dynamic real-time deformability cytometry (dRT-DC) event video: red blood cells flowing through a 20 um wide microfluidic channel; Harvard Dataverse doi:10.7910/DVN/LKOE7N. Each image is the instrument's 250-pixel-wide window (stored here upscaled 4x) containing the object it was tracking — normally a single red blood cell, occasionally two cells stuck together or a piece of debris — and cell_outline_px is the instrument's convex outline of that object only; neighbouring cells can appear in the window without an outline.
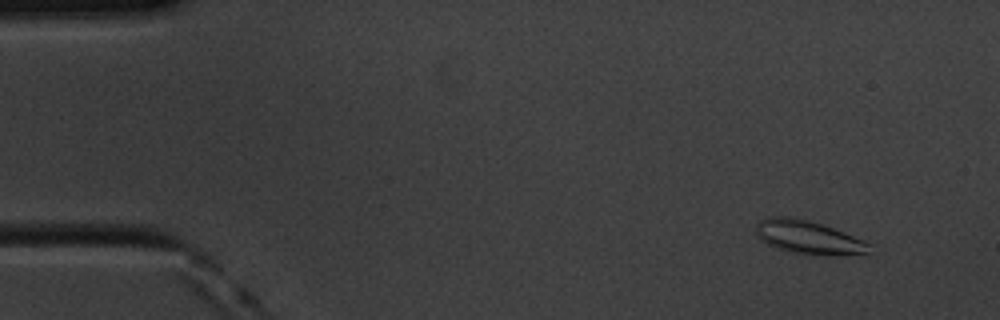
{"species": "common noctule bat (a hibernating species)", "species_latin": "Nyctalus noctula", "temperature_condition": "cold", "stored_images_in_passage": 58, "camera_frame_rate_fps": 3000, "um_per_image_px": 0.085, "animal": {"sex": "male", "body_mass_g": 20.1, "forearm_length_mm": 53.5}, "frame": {"image": 1, "passage_image": 5, "time_ms": 1.333, "image_size_px": [1000, 320], "cell_outline_px": [[868, 252], [832, 256], [812, 256], [776, 248], [760, 240], [756, 236], [756, 224], [760, 220], [768, 216], [792, 216], [808, 220], [844, 232], [864, 240], [868, 244]], "centroid_in_image_um": [68.64, 20.17], "position_along_channel_um": 16.4, "area_um2": 22.14}}
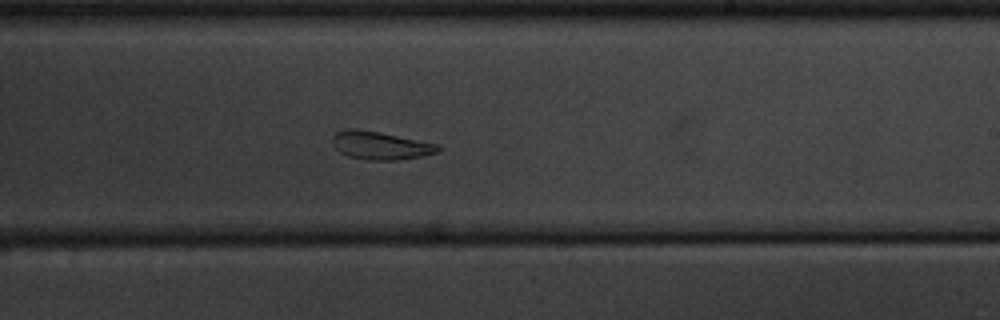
{"frame": {"image": 2, "passage_image": 35, "time_ms": 11.333, "image_size_px": [1000, 320], "cell_outline_px": [[440, 148], [436, 152], [420, 156], [396, 160], [368, 160], [348, 156], [340, 152], [332, 144], [332, 136], [336, 132], [344, 128], [356, 128], [380, 132], [440, 144]], "centroid_in_image_um": [32.29, 12.35], "position_along_channel_um": 256.7, "area_um2": 17.34}}
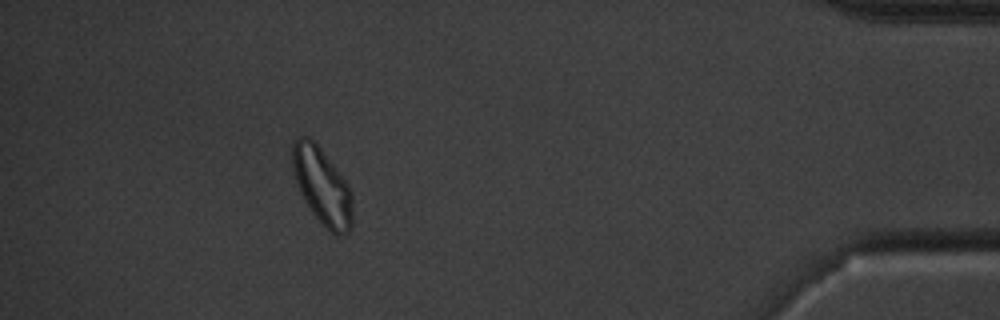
{"frame": {"image": 3, "passage_image": 53, "time_ms": 17.333, "image_size_px": [1000, 320], "cell_outline_px": [[352, 228], [344, 236], [336, 236], [312, 212], [304, 200], [300, 192], [292, 168], [292, 144], [296, 136], [308, 136], [320, 148], [336, 168], [348, 184], [352, 192]], "centroid_in_image_um": [27.39, 15.82], "position_along_channel_um": 407.8, "area_um2": 26.76}, "authors_computed_cell_mechanics": {"area_um2": 19.7965, "velocity_mm_per_s": 3.4078, "shape_relaxation_time_tau1_ms": 6.8774, "shape_relaxation_time_tau2_ms": 3.5004, "deformation_change_tau1": 0.1515, "deformation_change_tau2": 0.1146}}